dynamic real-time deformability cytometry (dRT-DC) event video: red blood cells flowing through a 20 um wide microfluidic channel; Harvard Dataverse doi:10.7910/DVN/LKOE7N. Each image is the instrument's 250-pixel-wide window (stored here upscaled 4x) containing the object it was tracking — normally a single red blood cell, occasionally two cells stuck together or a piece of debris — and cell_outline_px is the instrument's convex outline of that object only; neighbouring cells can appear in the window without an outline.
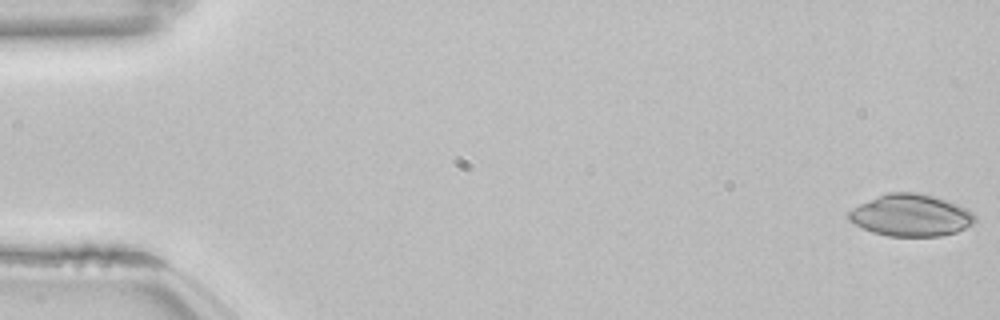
{"species": "common noctule bat (a hibernating species)", "species_latin": "Nyctalus noctula", "temperature_condition": "room temperature", "stored_images_in_passage": 54, "camera_frame_rate_fps": 3000, "um_per_image_px": 0.085, "animal": {"sex": "female", "body_mass_g": 22.7, "forearm_length_mm": 54.2}, "frame": {"image": 1, "passage_image": 1, "time_ms": 0.0, "image_size_px": [1000, 320], "cell_outline_px": [[976, 220], [972, 224], [956, 232], [940, 236], [888, 236], [872, 232], [848, 220], [848, 212], [852, 208], [860, 204], [888, 192], [916, 192], [936, 196], [968, 208], [976, 216]], "centroid_in_image_um": [77.45, 18.29], "position_along_channel_um": 7.6, "area_um2": 30.87}}
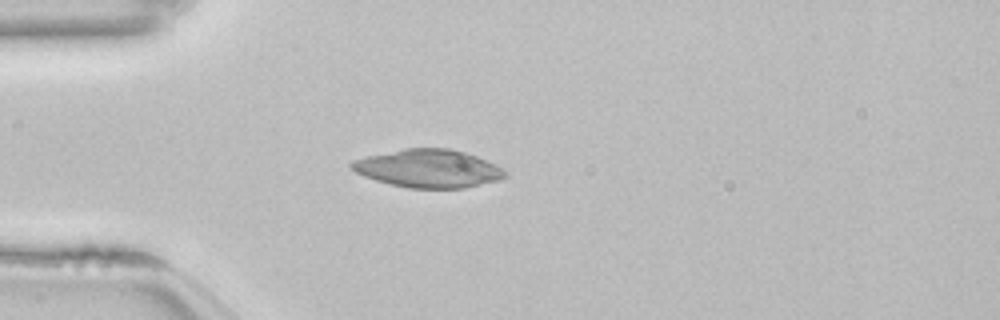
{"frame": {"image": 2, "passage_image": 15, "time_ms": 4.667, "image_size_px": [1000, 320], "cell_outline_px": [[508, 176], [500, 180], [464, 188], [408, 188], [376, 180], [364, 176], [356, 172], [348, 164], [352, 160], [368, 156], [404, 148], [448, 148], [464, 152], [476, 156], [508, 172]], "centroid_in_image_um": [36.41, 14.33], "position_along_channel_um": 48.6, "area_um2": 33.81}}
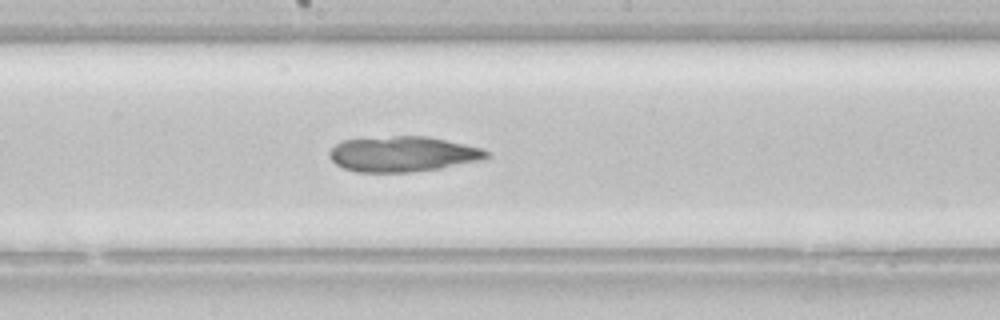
{"frame": {"image": 3, "passage_image": 29, "time_ms": 9.333, "image_size_px": [1000, 320], "cell_outline_px": [[492, 156], [484, 160], [440, 168], [412, 172], [356, 172], [344, 168], [336, 164], [328, 156], [328, 152], [336, 144], [344, 140], [392, 136], [428, 136], [464, 144], [480, 148], [488, 152]], "centroid_in_image_um": [34.25, 13.1], "position_along_channel_um": 213.9, "area_um2": 32.43}}